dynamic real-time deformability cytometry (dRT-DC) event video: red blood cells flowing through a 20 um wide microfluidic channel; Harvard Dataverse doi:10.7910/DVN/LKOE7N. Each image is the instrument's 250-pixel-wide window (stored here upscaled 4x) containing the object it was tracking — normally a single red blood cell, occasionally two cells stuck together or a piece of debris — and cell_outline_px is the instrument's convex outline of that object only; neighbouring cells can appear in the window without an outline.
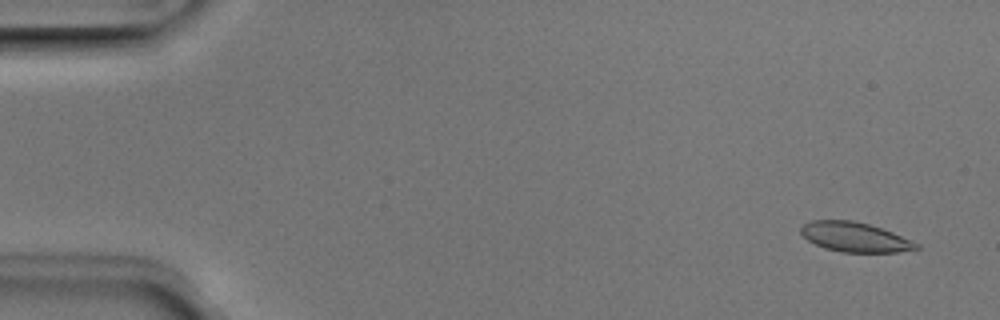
{"species": "Egyptian fruit bat (a non-hibernating species)", "species_latin": "Rousettus aegyptiacus", "temperature_condition": "room temperature", "stored_images_in_passage": 52, "camera_frame_rate_fps": 3000, "um_per_image_px": 0.085, "animal": {"sex": "male"}, "frame": {"image": 1, "passage_image": 3, "time_ms": 0.667, "image_size_px": [1000, 320], "cell_outline_px": [[920, 248], [896, 252], [840, 252], [824, 248], [808, 240], [800, 232], [800, 228], [804, 224], [812, 220], [852, 220], [868, 224], [892, 232], [920, 244]], "centroid_in_image_um": [72.65, 20.15], "position_along_channel_um": 12.4, "area_um2": 19.77}}
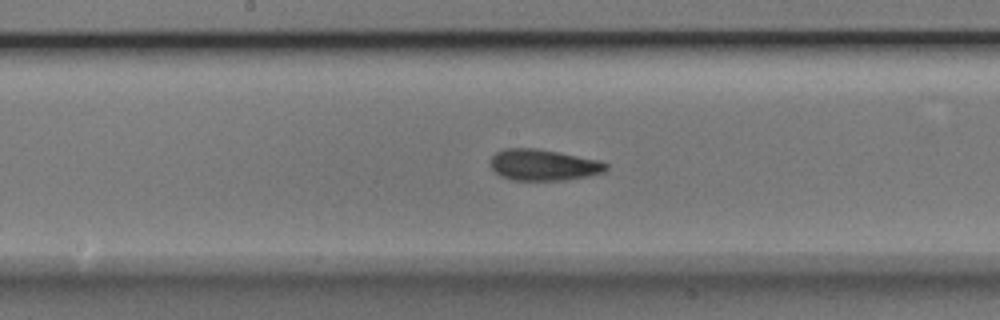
{"frame": {"image": 2, "passage_image": 27, "time_ms": 8.667, "image_size_px": [1000, 320], "cell_outline_px": [[608, 168], [604, 172], [588, 176], [568, 180], [512, 180], [500, 176], [488, 164], [492, 156], [496, 152], [504, 148], [536, 148], [560, 152], [600, 160], [608, 164]], "centroid_in_image_um": [46.19, 14.01], "position_along_channel_um": 202.0, "area_um2": 21.33}}
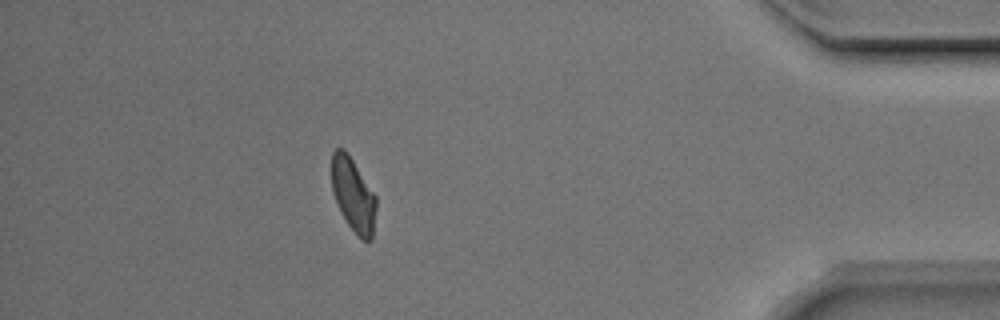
{"frame": {"image": 3, "passage_image": 46, "time_ms": 15.0, "image_size_px": [1000, 320], "cell_outline_px": [[376, 208], [372, 240], [364, 240], [348, 224], [340, 212], [332, 188], [332, 152], [336, 148], [344, 148], [348, 152], [376, 196]], "centroid_in_image_um": [30.03, 16.52], "position_along_channel_um": 405.2, "area_um2": 18.9}, "authors_computed_cell_mechanics": {"area_um2": 20.3745, "velocity_mm_per_s": 3.9298, "shape_relaxation_time_tau1_ms": 2.2675, "shape_relaxation_time_tau2_ms": 1.7187, "deformation_change_tau1": 0.1207, "deformation_change_tau2": 0.0754}}